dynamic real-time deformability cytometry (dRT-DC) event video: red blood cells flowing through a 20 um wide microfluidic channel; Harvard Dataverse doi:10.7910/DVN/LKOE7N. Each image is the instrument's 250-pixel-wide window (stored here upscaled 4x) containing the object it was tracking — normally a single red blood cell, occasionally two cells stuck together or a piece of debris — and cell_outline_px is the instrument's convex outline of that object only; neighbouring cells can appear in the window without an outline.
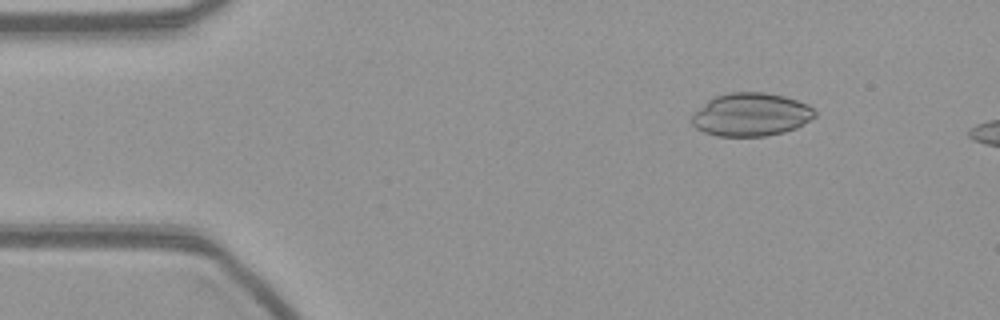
{"species": "common noctule bat (a hibernating species)", "species_latin": "Nyctalus noctula", "temperature_condition": "warm", "stored_images_in_passage": 12, "camera_frame_rate_fps": 3000, "um_per_image_px": 0.085, "animal": {"sex": "female", "body_mass_g": 21.9}, "frame": {"image": 1, "passage_image": 7, "time_ms": 2.0, "image_size_px": [1000, 320], "cell_outline_px": [[816, 116], [796, 128], [784, 132], [764, 136], [716, 136], [704, 132], [696, 128], [692, 124], [692, 116], [708, 100], [716, 96], [728, 92], [764, 92], [784, 96], [808, 104], [816, 112]], "centroid_in_image_um": [63.85, 9.74], "position_along_channel_um": 21.2, "area_um2": 30.81}}